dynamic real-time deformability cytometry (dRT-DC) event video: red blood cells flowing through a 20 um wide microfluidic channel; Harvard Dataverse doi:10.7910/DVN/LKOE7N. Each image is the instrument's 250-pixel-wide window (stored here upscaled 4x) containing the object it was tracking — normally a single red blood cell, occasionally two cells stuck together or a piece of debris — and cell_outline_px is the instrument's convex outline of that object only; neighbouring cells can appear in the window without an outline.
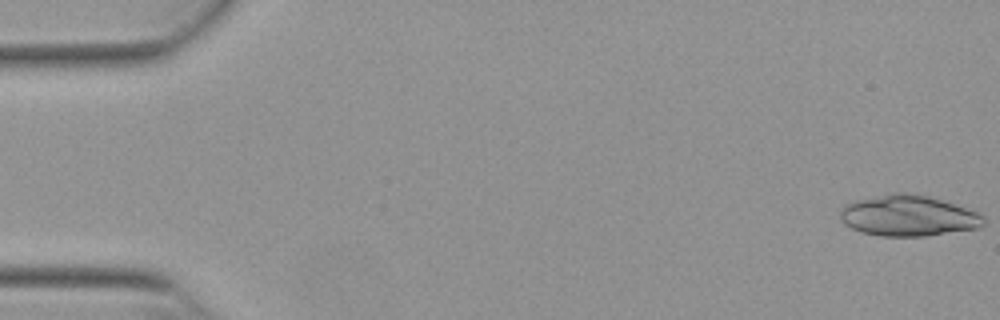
{"species": "Egyptian fruit bat (a non-hibernating species)", "species_latin": "Rousettus aegyptiacus", "temperature_condition": "warm", "stored_images_in_passage": 21, "camera_frame_rate_fps": 3000, "um_per_image_px": 0.085, "animal": {"sex": "female"}, "frame": {"image": 1, "passage_image": 1, "time_ms": 0.0, "image_size_px": [1000, 320], "cell_outline_px": [[984, 224], [980, 228], [928, 236], [880, 236], [860, 232], [844, 224], [840, 220], [840, 208], [844, 204], [856, 200], [896, 192], [916, 192], [976, 212], [984, 216]], "centroid_in_image_um": [77.16, 18.34], "position_along_channel_um": 7.8, "area_um2": 34.33}}